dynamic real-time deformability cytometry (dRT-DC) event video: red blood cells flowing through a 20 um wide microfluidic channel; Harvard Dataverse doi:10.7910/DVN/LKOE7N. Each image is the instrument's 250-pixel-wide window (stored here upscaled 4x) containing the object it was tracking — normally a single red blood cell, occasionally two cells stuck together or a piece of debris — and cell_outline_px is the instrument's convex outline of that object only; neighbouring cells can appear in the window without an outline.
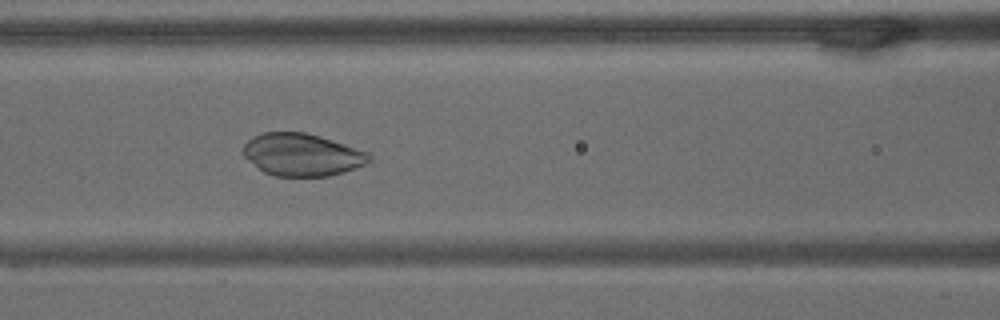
{"species": "common noctule bat (a hibernating species)", "species_latin": "Nyctalus noctula", "temperature_condition": "warm", "stored_images_in_passage": 56, "camera_frame_rate_fps": 3000, "um_per_image_px": 0.085, "animal": {"sex": "male", "body_mass_g": 15.6}, "frame": {"image": 1, "passage_image": 27, "time_ms": 8.667, "image_size_px": [1000, 320], "cell_outline_px": [[372, 160], [364, 164], [344, 172], [328, 176], [276, 176], [264, 172], [244, 156], [244, 144], [252, 136], [264, 132], [304, 132], [320, 136], [368, 152], [372, 156]], "centroid_in_image_um": [25.68, 13.14], "position_along_channel_um": 140.9, "area_um2": 30.92}}
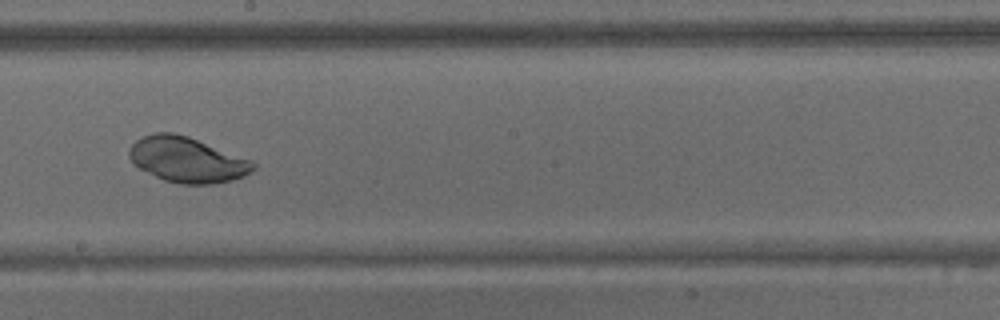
{"frame": {"image": 2, "passage_image": 36, "time_ms": 11.667, "image_size_px": [1000, 320], "cell_outline_px": [[256, 168], [244, 176], [232, 180], [212, 184], [180, 184], [164, 180], [132, 164], [128, 156], [128, 152], [132, 144], [136, 140], [144, 136], [156, 132], [172, 132], [188, 136], [252, 160], [256, 164]], "centroid_in_image_um": [15.9, 13.57], "position_along_channel_um": 232.3, "area_um2": 32.77}}
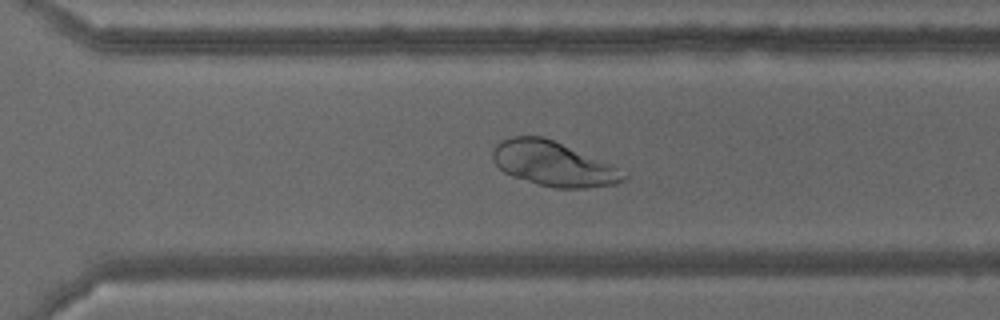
{"frame": {"image": 3, "passage_image": 45, "time_ms": 14.667, "image_size_px": [1000, 320], "cell_outline_px": [[628, 180], [616, 184], [584, 188], [556, 188], [536, 184], [512, 176], [504, 172], [496, 164], [492, 156], [492, 152], [496, 144], [512, 136], [540, 136], [552, 140], [608, 164], [628, 176]], "centroid_in_image_um": [46.98, 13.94], "position_along_channel_um": 323.6, "area_um2": 33.29}}